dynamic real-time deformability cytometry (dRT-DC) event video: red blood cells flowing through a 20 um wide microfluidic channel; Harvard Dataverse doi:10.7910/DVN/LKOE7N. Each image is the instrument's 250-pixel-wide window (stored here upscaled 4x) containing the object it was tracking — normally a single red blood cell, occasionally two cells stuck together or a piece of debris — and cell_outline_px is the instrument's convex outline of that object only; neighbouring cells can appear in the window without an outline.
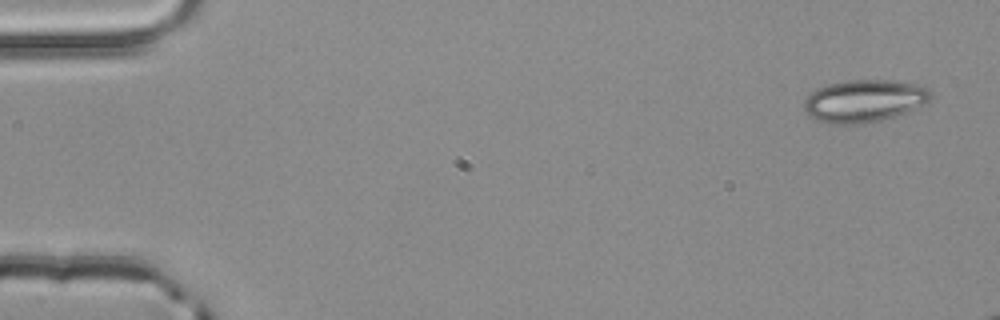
{"species": "common noctule bat (a hibernating species)", "species_latin": "Nyctalus noctula", "temperature_condition": "room temperature", "stored_images_in_passage": 4, "camera_frame_rate_fps": 3000, "um_per_image_px": 0.085, "animal": {"sex": "male", "body_mass_g": 20.4}, "frame": {"image": 1, "passage_image": 1, "time_ms": 0.0, "image_size_px": [1000, 320], "cell_outline_px": [[932, 100], [908, 112], [896, 116], [880, 120], [856, 124], [828, 124], [816, 120], [808, 116], [804, 108], [804, 100], [812, 92], [828, 84], [848, 80], [888, 80], [912, 84], [928, 88], [932, 92]], "centroid_in_image_um": [73.46, 8.59], "position_along_channel_um": 11.5, "area_um2": 31.33}}